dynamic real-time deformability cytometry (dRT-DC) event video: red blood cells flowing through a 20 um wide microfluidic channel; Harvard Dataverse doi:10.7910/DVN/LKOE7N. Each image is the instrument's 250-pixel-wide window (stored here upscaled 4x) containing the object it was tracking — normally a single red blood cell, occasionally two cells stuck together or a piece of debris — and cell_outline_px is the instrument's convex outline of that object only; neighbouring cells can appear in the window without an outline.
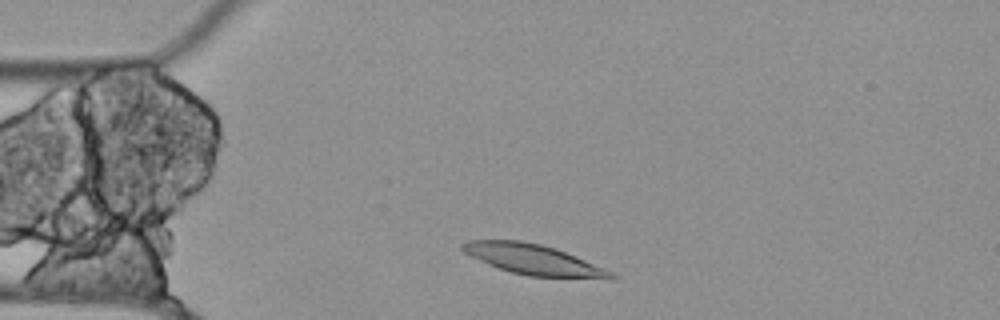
{"species": "Egyptian fruit bat (a non-hibernating species)", "species_latin": "Rousettus aegyptiacus", "temperature_condition": "cold", "stored_images_in_passage": 47, "camera_frame_rate_fps": 3000, "um_per_image_px": 0.085, "animal": {"sex": "female"}, "frame": {"image": 1, "passage_image": 4, "time_ms": 1.0, "image_size_px": [1000, 320], "cell_outline_px": [[616, 276], [528, 276], [512, 272], [488, 264], [464, 252], [460, 248], [460, 244], [468, 240], [520, 240], [540, 244], [564, 252], [604, 268], [612, 272]], "centroid_in_image_um": [45.13, 22.0], "position_along_channel_um": 39.9, "area_um2": 24.8}}
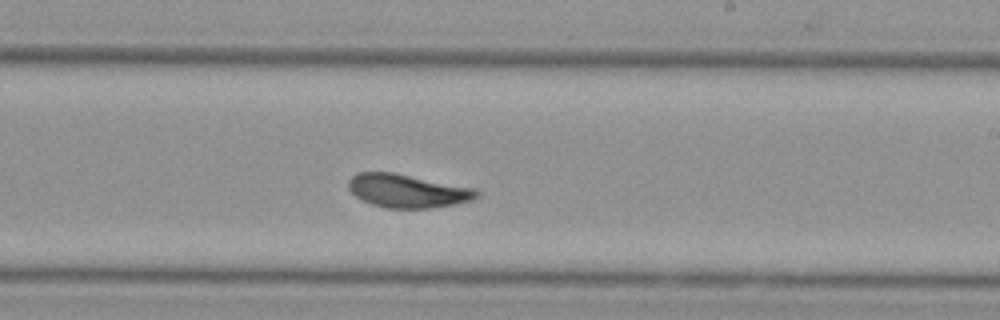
{"frame": {"image": 2, "passage_image": 24, "time_ms": 7.667, "image_size_px": [1000, 320], "cell_outline_px": [[480, 192], [472, 200], [452, 204], [428, 208], [384, 208], [360, 200], [348, 188], [348, 180], [352, 176], [360, 172], [392, 172], [476, 188]], "centroid_in_image_um": [34.61, 16.22], "position_along_channel_um": 254.4, "area_um2": 24.85}}
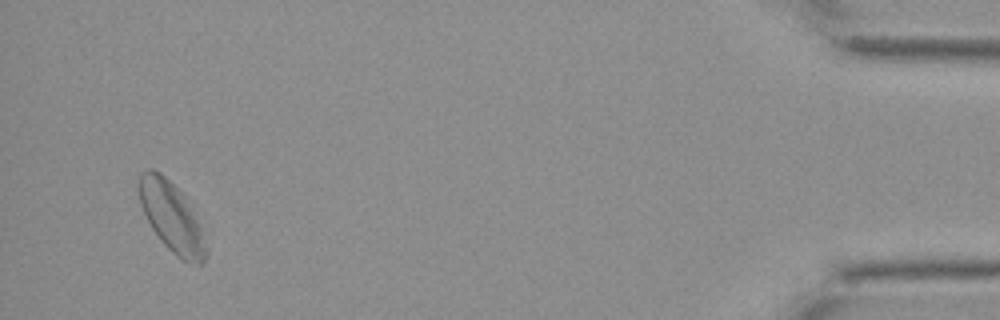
{"frame": {"image": 3, "passage_image": 45, "time_ms": 14.667, "image_size_px": [1000, 320], "cell_outline_px": [[208, 252], [204, 264], [196, 264], [184, 260], [172, 252], [160, 240], [152, 228], [140, 204], [140, 172], [148, 168], [152, 168], [160, 172], [184, 196], [200, 228], [208, 248]], "centroid_in_image_um": [14.59, 18.47], "position_along_channel_um": 420.6, "area_um2": 26.53}, "authors_computed_cell_mechanics": {"area_um2": 25.0274, "velocity_mm_per_s": 3.4638, "shape_relaxation_time_tau1_ms": null, "shape_relaxation_time_tau2_ms": 1.8345, "deformation_change_tau1": null, "deformation_change_tau2": 0.0852}}